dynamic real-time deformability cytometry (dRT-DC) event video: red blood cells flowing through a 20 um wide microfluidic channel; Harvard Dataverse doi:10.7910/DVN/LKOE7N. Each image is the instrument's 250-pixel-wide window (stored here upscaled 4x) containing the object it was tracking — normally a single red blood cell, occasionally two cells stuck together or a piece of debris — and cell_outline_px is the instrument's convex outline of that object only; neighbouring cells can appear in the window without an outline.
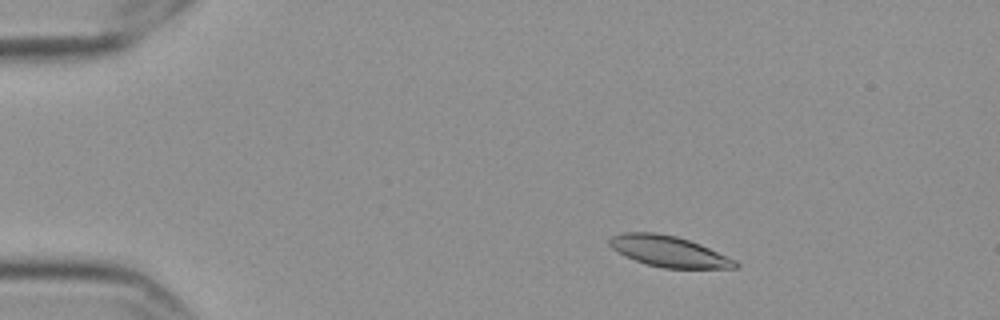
{"species": "Egyptian fruit bat (a non-hibernating species)", "species_latin": "Rousettus aegyptiacus", "temperature_condition": "cold", "stored_images_in_passage": 55, "camera_frame_rate_fps": 3000, "um_per_image_px": 0.085, "frame": {"image": 1, "passage_image": 7, "time_ms": 2.0, "image_size_px": [1000, 320], "cell_outline_px": [[740, 264], [736, 268], [664, 268], [644, 264], [624, 256], [612, 248], [608, 244], [608, 240], [612, 236], [624, 232], [656, 232], [676, 236], [700, 244], [736, 260]], "centroid_in_image_um": [56.82, 21.37], "position_along_channel_um": 28.2, "area_um2": 22.72}}
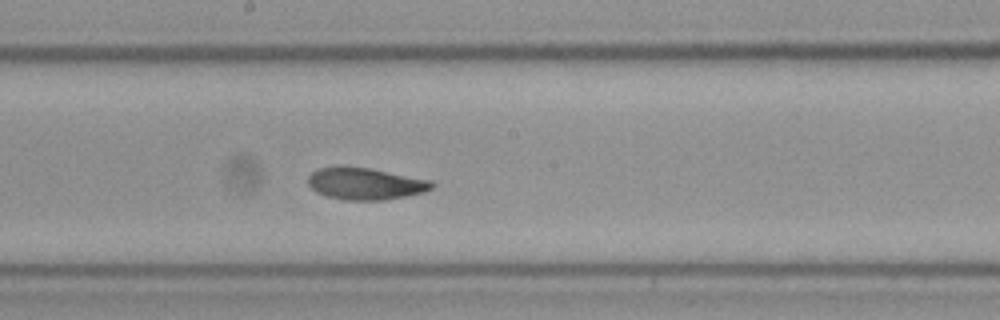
{"frame": {"image": 2, "passage_image": 29, "time_ms": 9.333, "image_size_px": [1000, 320], "cell_outline_px": [[436, 184], [432, 188], [424, 192], [384, 200], [344, 200], [328, 196], [316, 192], [308, 184], [308, 176], [316, 168], [368, 168], [432, 180]], "centroid_in_image_um": [31.08, 15.63], "position_along_channel_um": 217.1, "area_um2": 22.6}}
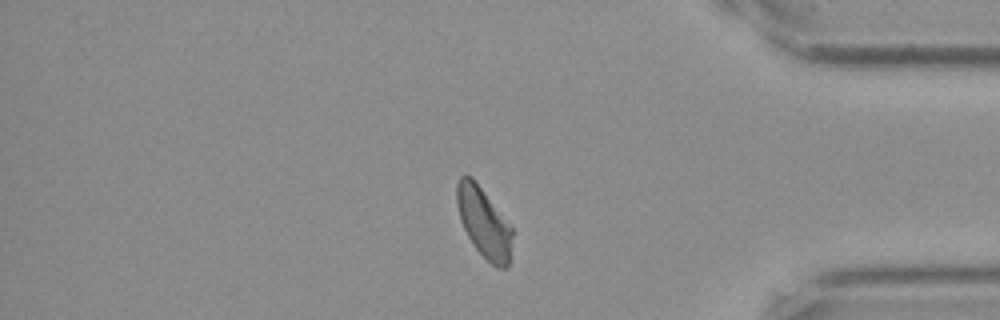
{"frame": {"image": 3, "passage_image": 46, "time_ms": 15.0, "image_size_px": [1000, 320], "cell_outline_px": [[512, 236], [508, 268], [496, 268], [472, 244], [460, 220], [456, 204], [456, 184], [460, 176], [472, 176], [512, 228]], "centroid_in_image_um": [41.1, 18.91], "position_along_channel_um": 394.1, "area_um2": 22.31}, "authors_computed_cell_mechanics": {"area_um2": 22.9466, "velocity_mm_per_s": 3.5312, "shape_relaxation_time_tau1_ms": 6.0572, "shape_relaxation_time_tau2_ms": 2.6193, "deformation_change_tau1": 0.1566, "deformation_change_tau2": 0.0762}}